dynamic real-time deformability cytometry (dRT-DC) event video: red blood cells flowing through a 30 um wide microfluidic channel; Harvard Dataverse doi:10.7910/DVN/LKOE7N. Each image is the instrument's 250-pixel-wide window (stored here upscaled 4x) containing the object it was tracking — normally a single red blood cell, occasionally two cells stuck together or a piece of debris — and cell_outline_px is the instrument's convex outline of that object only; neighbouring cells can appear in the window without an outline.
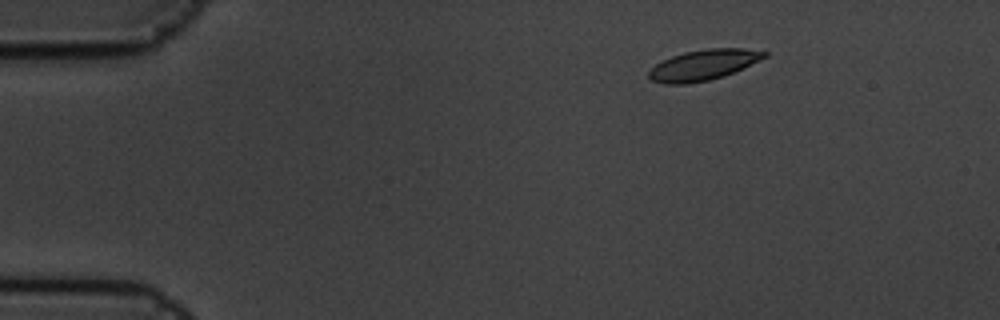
{"species": "common noctule bat (a hibernating species)", "species_latin": "Nyctalus noctula", "temperature_condition": "cold", "stored_images_in_passage": 6, "camera_frame_rate_fps": 3000, "um_per_image_px": 0.085, "animal": {"sex": "male", "body_mass_g": 19.5, "forearm_length_mm": 54.6}, "frame": {"image": 1, "passage_image": 3, "time_ms": 0.667, "image_size_px": [1000, 320], "cell_outline_px": [[768, 56], [724, 76], [708, 80], [688, 84], [664, 84], [652, 80], [648, 76], [648, 72], [656, 64], [672, 56], [684, 52], [704, 48], [744, 48], [768, 52]], "centroid_in_image_um": [59.78, 5.51], "position_along_channel_um": 25.2, "area_um2": 20.46}}
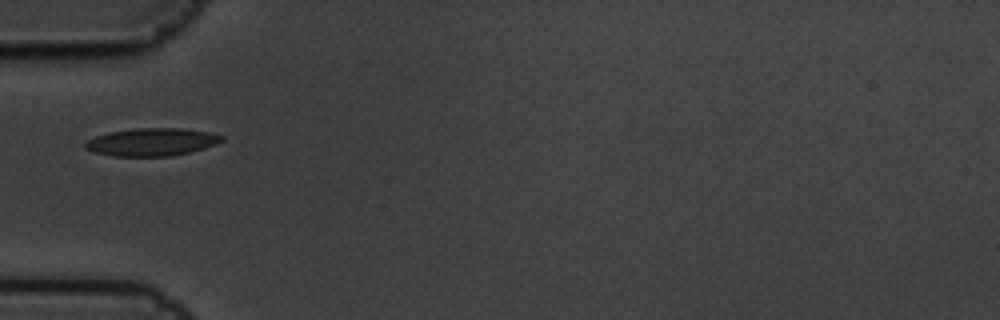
{"frame": {"image": 2, "passage_image": 6, "time_ms": 1.667, "image_size_px": [1000, 320], "cell_outline_px": [[224, 140], [216, 144], [204, 148], [172, 156], [112, 156], [96, 152], [88, 148], [84, 144], [88, 140], [96, 136], [108, 132], [132, 128], [180, 128], [208, 132], [224, 136]], "centroid_in_image_um": [12.92, 12.06], "position_along_channel_um": 72.1, "area_um2": 21.91}}